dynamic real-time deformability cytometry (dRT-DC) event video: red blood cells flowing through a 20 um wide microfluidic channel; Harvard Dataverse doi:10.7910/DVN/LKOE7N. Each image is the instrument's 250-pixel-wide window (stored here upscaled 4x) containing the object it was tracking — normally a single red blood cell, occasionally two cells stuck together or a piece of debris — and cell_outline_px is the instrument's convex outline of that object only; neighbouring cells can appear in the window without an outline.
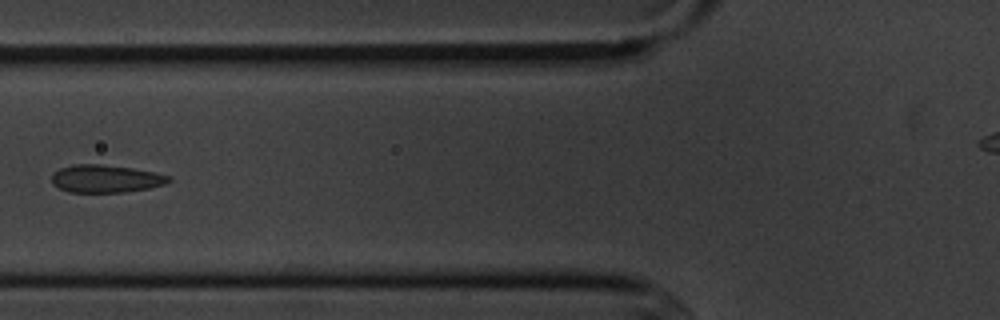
{"species": "common noctule bat (a hibernating species)", "species_latin": "Nyctalus noctula", "temperature_condition": "cold", "stored_images_in_passage": 12, "camera_frame_rate_fps": 3000, "um_per_image_px": 0.085, "animal": {"sex": "male", "body_mass_g": 20.1, "forearm_length_mm": 53.5}, "frame": {"image": 1, "passage_image": 7, "time_ms": 8.0, "image_size_px": [1000, 320], "cell_outline_px": [[172, 180], [164, 184], [148, 188], [124, 192], [68, 192], [52, 184], [52, 172], [60, 168], [72, 164], [100, 164], [132, 168], [172, 176]], "centroid_in_image_um": [8.96, 15.18], "position_along_channel_um": 116.8, "area_um2": 18.9}}
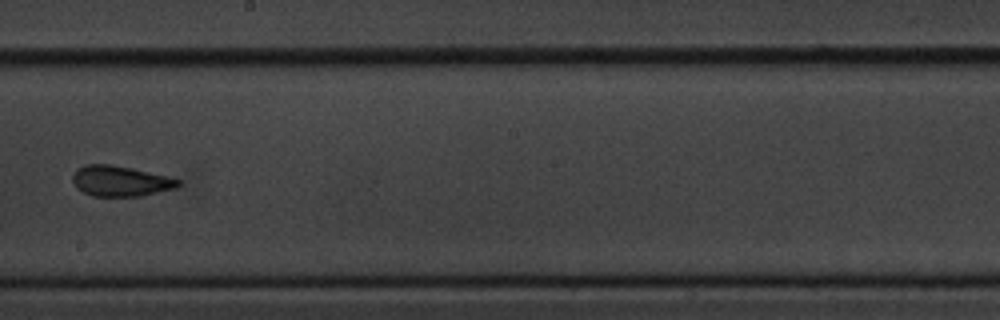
{"frame": {"image": 2, "passage_image": 10, "time_ms": 11.333, "image_size_px": [1000, 320], "cell_outline_px": [[180, 184], [176, 188], [140, 196], [92, 196], [76, 188], [72, 180], [72, 176], [76, 168], [84, 164], [112, 164], [132, 168], [168, 176], [180, 180]], "centroid_in_image_um": [10.2, 15.38], "position_along_channel_um": 238.0, "area_um2": 18.9}}
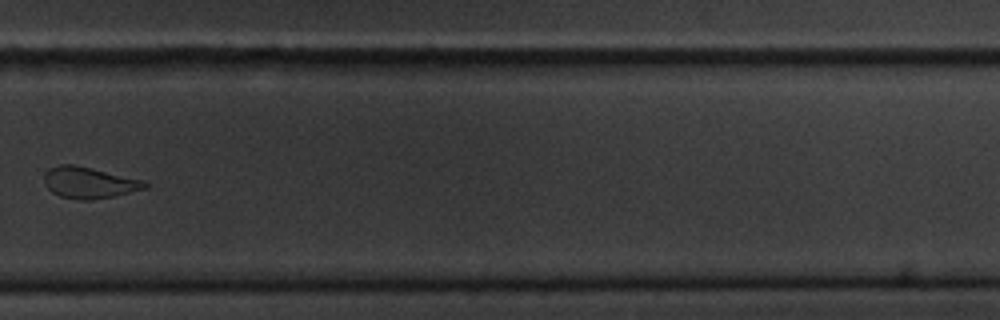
{"frame": {"image": 3, "passage_image": 12, "time_ms": 13.667, "image_size_px": [1000, 320], "cell_outline_px": [[148, 188], [112, 196], [92, 200], [80, 200], [60, 196], [52, 192], [44, 184], [44, 172], [48, 168], [60, 164], [76, 164], [144, 180], [148, 184]], "centroid_in_image_um": [7.55, 15.51], "position_along_channel_um": 322.2, "area_um2": 18.55}}